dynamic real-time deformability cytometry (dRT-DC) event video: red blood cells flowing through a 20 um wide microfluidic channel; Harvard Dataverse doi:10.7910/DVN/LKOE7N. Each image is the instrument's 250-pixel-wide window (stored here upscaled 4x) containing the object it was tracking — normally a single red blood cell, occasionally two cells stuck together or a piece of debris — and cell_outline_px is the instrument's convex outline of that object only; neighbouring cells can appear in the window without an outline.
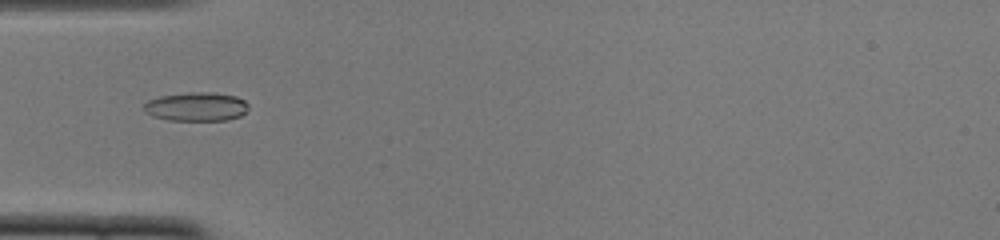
{"species": "common noctule bat (a hibernating species)", "species_latin": "Nyctalus noctula", "temperature_condition": "cold", "stored_images_in_passage": 40, "camera_frame_rate_fps": 3000, "um_per_image_px": 0.085, "animal": {"sex": "female", "body_mass_g": 22.0, "forearm_length_mm": 56.7}, "frame": {"image": 1, "passage_image": 5, "time_ms": 1.333, "image_size_px": [1000, 240], "cell_outline_px": [[248, 108], [240, 116], [228, 120], [168, 120], [152, 116], [144, 112], [144, 104], [148, 100], [160, 96], [188, 92], [212, 92], [236, 96], [244, 100], [248, 104]], "centroid_in_image_um": [16.67, 9.06], "position_along_channel_um": 68.3, "area_um2": 17.63}}
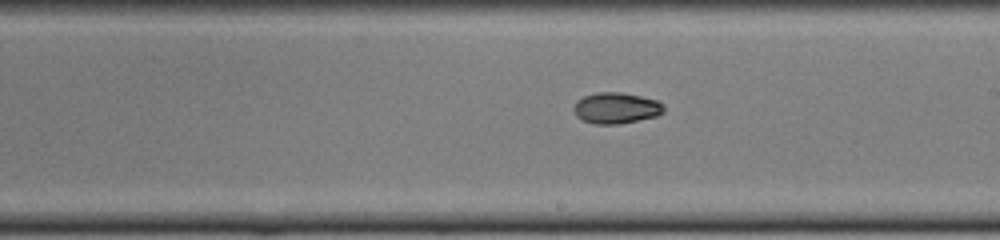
{"frame": {"image": 2, "passage_image": 18, "time_ms": 5.667, "image_size_px": [1000, 240], "cell_outline_px": [[664, 112], [656, 116], [620, 124], [592, 124], [580, 120], [576, 116], [572, 108], [576, 100], [584, 96], [600, 92], [620, 92], [640, 96], [656, 100], [664, 104]], "centroid_in_image_um": [52.33, 9.19], "position_along_channel_um": 236.7, "area_um2": 16.47}}
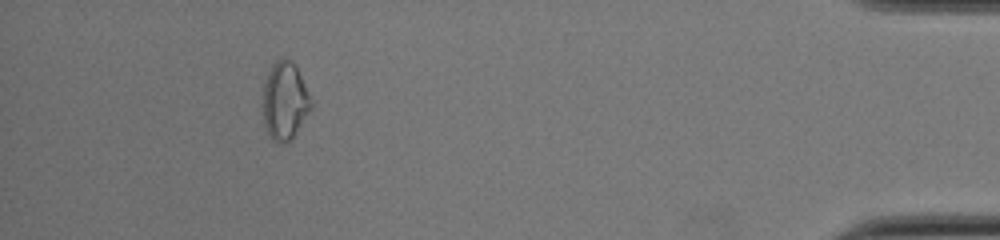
{"frame": {"image": 3, "passage_image": 36, "time_ms": 11.667, "image_size_px": [1000, 240], "cell_outline_px": [[312, 108], [292, 140], [288, 144], [276, 144], [272, 140], [264, 124], [264, 80], [272, 64], [280, 56], [284, 56], [292, 60], [312, 100]], "centroid_in_image_um": [24.21, 8.6], "position_along_channel_um": 411.0, "area_um2": 22.08}, "authors_computed_cell_mechanics": {"area_um2": 16.5597, "velocity_mm_per_s": 3.883, "shape_relaxation_time_tau1_ms": 4.5183, "shape_relaxation_time_tau2_ms": 2.0821, "deformation_change_tau1": 0.1522, "deformation_change_tau2": 0.0523}}